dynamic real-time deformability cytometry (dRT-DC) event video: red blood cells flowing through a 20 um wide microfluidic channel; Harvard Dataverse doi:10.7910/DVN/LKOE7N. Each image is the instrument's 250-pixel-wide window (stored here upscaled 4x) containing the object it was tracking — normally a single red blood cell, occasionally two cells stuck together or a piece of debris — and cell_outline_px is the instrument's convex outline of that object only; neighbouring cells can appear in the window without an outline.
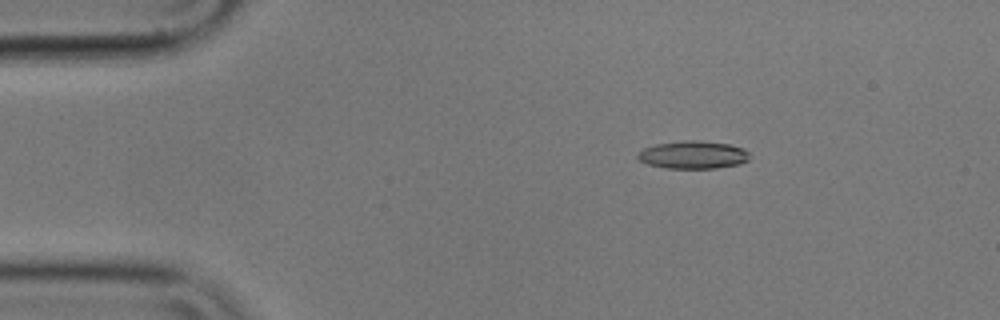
{"species": "common noctule bat (a hibernating species)", "species_latin": "Nyctalus noctula", "temperature_condition": "cold", "stored_images_in_passage": 5, "camera_frame_rate_fps": 3000, "um_per_image_px": 0.085, "animal": {"sex": "male", "body_mass_g": 17.9}, "frame": {"image": 1, "passage_image": 3, "time_ms": 0.667, "image_size_px": [1000, 320], "cell_outline_px": [[748, 160], [740, 164], [716, 168], [664, 168], [648, 164], [640, 160], [636, 156], [636, 152], [644, 148], [656, 144], [684, 140], [700, 140], [728, 144], [744, 148], [748, 152]], "centroid_in_image_um": [58.89, 13.15], "position_along_channel_um": 26.1, "area_um2": 18.21}}